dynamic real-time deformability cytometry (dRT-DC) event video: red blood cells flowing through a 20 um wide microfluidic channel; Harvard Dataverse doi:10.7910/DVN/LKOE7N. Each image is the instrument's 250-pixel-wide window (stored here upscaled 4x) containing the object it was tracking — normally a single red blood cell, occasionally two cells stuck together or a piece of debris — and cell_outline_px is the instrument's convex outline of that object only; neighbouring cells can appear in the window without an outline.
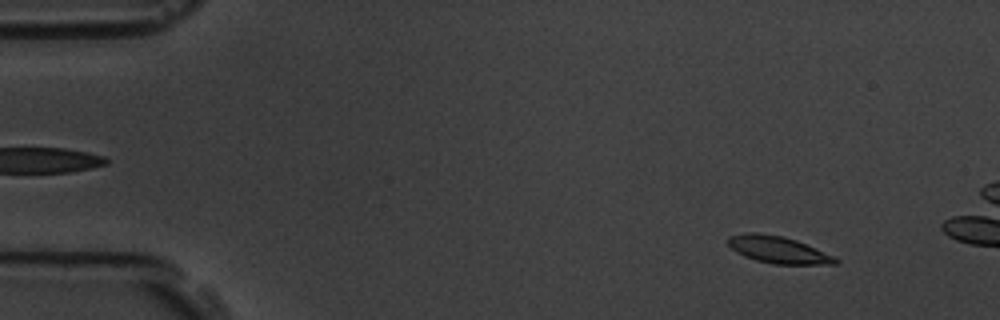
{"species": "common noctule bat (a hibernating species)", "species_latin": "Nyctalus noctula", "temperature_condition": "room temperature", "stored_images_in_passage": 18, "camera_frame_rate_fps": 3000, "um_per_image_px": 0.085, "animal": {"sex": "male", "body_mass_g": 19.5, "forearm_length_mm": 54.6}, "frame": {"image": 1, "passage_image": 6, "time_ms": 1.667, "image_size_px": [1000, 320], "cell_outline_px": [[840, 260], [836, 264], [772, 264], [756, 260], [744, 256], [736, 252], [728, 244], [728, 236], [752, 232], [756, 232], [780, 236], [796, 240], [832, 256]], "centroid_in_image_um": [66.1, 21.23], "position_along_channel_um": 18.9, "area_um2": 16.53}}